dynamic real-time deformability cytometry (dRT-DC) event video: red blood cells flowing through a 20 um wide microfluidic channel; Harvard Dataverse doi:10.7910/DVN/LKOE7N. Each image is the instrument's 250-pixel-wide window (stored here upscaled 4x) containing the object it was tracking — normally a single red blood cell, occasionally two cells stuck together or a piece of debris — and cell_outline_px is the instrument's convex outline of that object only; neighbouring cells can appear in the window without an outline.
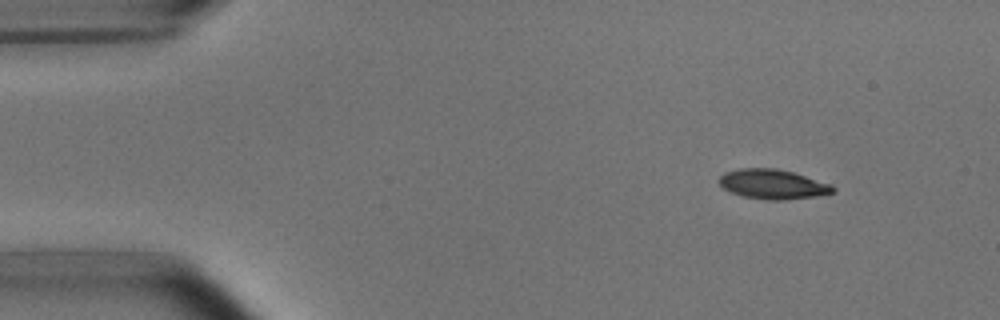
{"species": "common noctule bat (a hibernating species)", "species_latin": "Nyctalus noctula", "temperature_condition": "room temperature", "stored_images_in_passage": 5, "camera_frame_rate_fps": 3000, "um_per_image_px": 0.085, "animal": {"sex": "male", "body_mass_g": 15.6}, "frame": {"image": 1, "passage_image": 2, "time_ms": 1.333, "image_size_px": [1000, 320], "cell_outline_px": [[836, 192], [816, 196], [784, 200], [764, 200], [744, 196], [732, 192], [724, 188], [716, 180], [724, 172], [740, 168], [776, 168], [792, 172], [832, 184], [836, 188]], "centroid_in_image_um": [65.69, 15.65], "position_along_channel_um": 19.3, "area_um2": 19.77}}
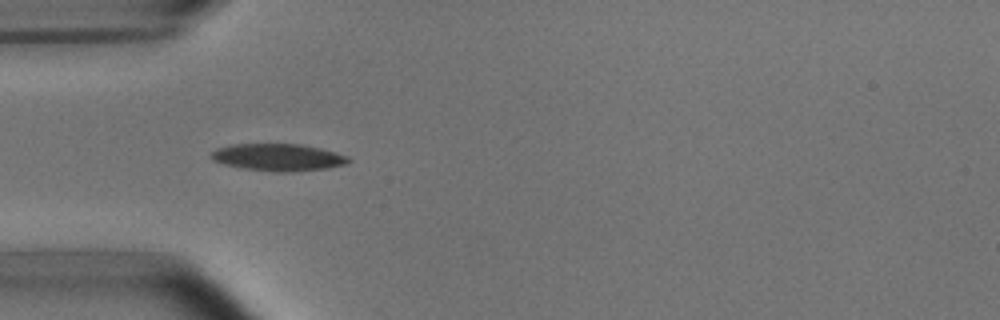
{"frame": {"image": 2, "passage_image": 5, "time_ms": 4.667, "image_size_px": [1000, 320], "cell_outline_px": [[352, 160], [348, 164], [328, 168], [292, 172], [276, 172], [244, 168], [224, 164], [212, 160], [208, 156], [216, 148], [232, 144], [300, 144], [320, 148], [348, 156]], "centroid_in_image_um": [23.65, 13.37], "position_along_channel_um": 61.4, "area_um2": 21.85}}